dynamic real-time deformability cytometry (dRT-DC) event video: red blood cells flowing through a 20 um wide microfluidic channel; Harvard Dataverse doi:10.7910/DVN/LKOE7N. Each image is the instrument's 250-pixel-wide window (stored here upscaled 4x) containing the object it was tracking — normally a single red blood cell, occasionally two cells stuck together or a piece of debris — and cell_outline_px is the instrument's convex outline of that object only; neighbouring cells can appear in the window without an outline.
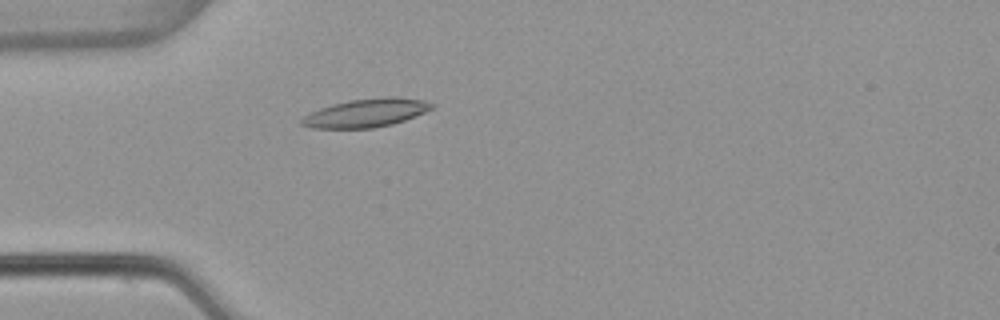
{"species": "common noctule bat (a hibernating species)", "species_latin": "Nyctalus noctula", "temperature_condition": "warm", "stored_images_in_passage": 2, "camera_frame_rate_fps": 3000, "um_per_image_px": 0.085, "animal": {"sex": "female", "body_mass_g": 22.7, "forearm_length_mm": 54.2}, "frame": {"image": 1, "passage_image": 2, "time_ms": 0.333, "image_size_px": [1000, 320], "cell_outline_px": [[436, 104], [432, 108], [424, 112], [404, 120], [392, 124], [372, 128], [312, 128], [300, 124], [300, 120], [304, 116], [320, 108], [332, 104], [352, 100], [388, 96], [396, 96], [424, 100]], "centroid_in_image_um": [31.13, 9.59], "position_along_channel_um": 53.9, "area_um2": 21.39}}